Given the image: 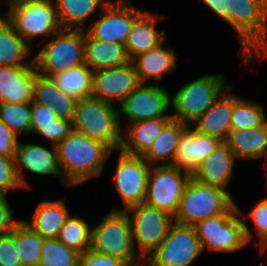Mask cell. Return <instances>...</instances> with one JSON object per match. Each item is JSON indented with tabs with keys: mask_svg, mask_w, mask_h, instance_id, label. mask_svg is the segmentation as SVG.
Masks as SVG:
<instances>
[{
	"mask_svg": "<svg viewBox=\"0 0 267 266\" xmlns=\"http://www.w3.org/2000/svg\"><path fill=\"white\" fill-rule=\"evenodd\" d=\"M203 4L208 6L222 20L228 17L229 0H204Z\"/></svg>",
	"mask_w": 267,
	"mask_h": 266,
	"instance_id": "obj_46",
	"label": "cell"
},
{
	"mask_svg": "<svg viewBox=\"0 0 267 266\" xmlns=\"http://www.w3.org/2000/svg\"><path fill=\"white\" fill-rule=\"evenodd\" d=\"M119 107L90 96L79 99L72 122L73 129L119 152L123 131Z\"/></svg>",
	"mask_w": 267,
	"mask_h": 266,
	"instance_id": "obj_3",
	"label": "cell"
},
{
	"mask_svg": "<svg viewBox=\"0 0 267 266\" xmlns=\"http://www.w3.org/2000/svg\"><path fill=\"white\" fill-rule=\"evenodd\" d=\"M35 66H0V103L33 101Z\"/></svg>",
	"mask_w": 267,
	"mask_h": 266,
	"instance_id": "obj_20",
	"label": "cell"
},
{
	"mask_svg": "<svg viewBox=\"0 0 267 266\" xmlns=\"http://www.w3.org/2000/svg\"><path fill=\"white\" fill-rule=\"evenodd\" d=\"M109 0H56L55 6L62 29H83L84 23Z\"/></svg>",
	"mask_w": 267,
	"mask_h": 266,
	"instance_id": "obj_31",
	"label": "cell"
},
{
	"mask_svg": "<svg viewBox=\"0 0 267 266\" xmlns=\"http://www.w3.org/2000/svg\"><path fill=\"white\" fill-rule=\"evenodd\" d=\"M58 89L77 100L92 95L93 71L82 64L50 77Z\"/></svg>",
	"mask_w": 267,
	"mask_h": 266,
	"instance_id": "obj_32",
	"label": "cell"
},
{
	"mask_svg": "<svg viewBox=\"0 0 267 266\" xmlns=\"http://www.w3.org/2000/svg\"><path fill=\"white\" fill-rule=\"evenodd\" d=\"M235 156L225 142L215 150L191 173V178L199 183L227 190L233 175Z\"/></svg>",
	"mask_w": 267,
	"mask_h": 266,
	"instance_id": "obj_19",
	"label": "cell"
},
{
	"mask_svg": "<svg viewBox=\"0 0 267 266\" xmlns=\"http://www.w3.org/2000/svg\"><path fill=\"white\" fill-rule=\"evenodd\" d=\"M57 98V86L50 77L37 74L34 83L33 102L48 105Z\"/></svg>",
	"mask_w": 267,
	"mask_h": 266,
	"instance_id": "obj_40",
	"label": "cell"
},
{
	"mask_svg": "<svg viewBox=\"0 0 267 266\" xmlns=\"http://www.w3.org/2000/svg\"><path fill=\"white\" fill-rule=\"evenodd\" d=\"M172 119V117H161L129 123L122 134L126 135L127 139L122 138L119 150L129 155L142 156Z\"/></svg>",
	"mask_w": 267,
	"mask_h": 266,
	"instance_id": "obj_24",
	"label": "cell"
},
{
	"mask_svg": "<svg viewBox=\"0 0 267 266\" xmlns=\"http://www.w3.org/2000/svg\"><path fill=\"white\" fill-rule=\"evenodd\" d=\"M0 1H1V0H0ZM0 3H1V2H0ZM6 19H7L6 14H5V17H1V16H0V25H1L3 22H5Z\"/></svg>",
	"mask_w": 267,
	"mask_h": 266,
	"instance_id": "obj_47",
	"label": "cell"
},
{
	"mask_svg": "<svg viewBox=\"0 0 267 266\" xmlns=\"http://www.w3.org/2000/svg\"><path fill=\"white\" fill-rule=\"evenodd\" d=\"M132 62L119 67L93 71L92 95L103 102L120 104L140 85Z\"/></svg>",
	"mask_w": 267,
	"mask_h": 266,
	"instance_id": "obj_16",
	"label": "cell"
},
{
	"mask_svg": "<svg viewBox=\"0 0 267 266\" xmlns=\"http://www.w3.org/2000/svg\"><path fill=\"white\" fill-rule=\"evenodd\" d=\"M7 21L24 40L36 37L51 38L62 27L60 25L54 0H6Z\"/></svg>",
	"mask_w": 267,
	"mask_h": 266,
	"instance_id": "obj_6",
	"label": "cell"
},
{
	"mask_svg": "<svg viewBox=\"0 0 267 266\" xmlns=\"http://www.w3.org/2000/svg\"><path fill=\"white\" fill-rule=\"evenodd\" d=\"M33 56L38 74L51 77L84 64V30L61 29Z\"/></svg>",
	"mask_w": 267,
	"mask_h": 266,
	"instance_id": "obj_8",
	"label": "cell"
},
{
	"mask_svg": "<svg viewBox=\"0 0 267 266\" xmlns=\"http://www.w3.org/2000/svg\"><path fill=\"white\" fill-rule=\"evenodd\" d=\"M158 14L144 11L133 23L125 43L130 60L158 47L166 40V31L156 28Z\"/></svg>",
	"mask_w": 267,
	"mask_h": 266,
	"instance_id": "obj_22",
	"label": "cell"
},
{
	"mask_svg": "<svg viewBox=\"0 0 267 266\" xmlns=\"http://www.w3.org/2000/svg\"><path fill=\"white\" fill-rule=\"evenodd\" d=\"M18 136L0 120V155L15 158Z\"/></svg>",
	"mask_w": 267,
	"mask_h": 266,
	"instance_id": "obj_44",
	"label": "cell"
},
{
	"mask_svg": "<svg viewBox=\"0 0 267 266\" xmlns=\"http://www.w3.org/2000/svg\"><path fill=\"white\" fill-rule=\"evenodd\" d=\"M190 178L189 172L171 165L151 166L144 204L175 217Z\"/></svg>",
	"mask_w": 267,
	"mask_h": 266,
	"instance_id": "obj_10",
	"label": "cell"
},
{
	"mask_svg": "<svg viewBox=\"0 0 267 266\" xmlns=\"http://www.w3.org/2000/svg\"><path fill=\"white\" fill-rule=\"evenodd\" d=\"M0 266H21L17 249V225L0 236Z\"/></svg>",
	"mask_w": 267,
	"mask_h": 266,
	"instance_id": "obj_38",
	"label": "cell"
},
{
	"mask_svg": "<svg viewBox=\"0 0 267 266\" xmlns=\"http://www.w3.org/2000/svg\"><path fill=\"white\" fill-rule=\"evenodd\" d=\"M22 188L18 182L15 160L0 155V194L7 195L8 190Z\"/></svg>",
	"mask_w": 267,
	"mask_h": 266,
	"instance_id": "obj_41",
	"label": "cell"
},
{
	"mask_svg": "<svg viewBox=\"0 0 267 266\" xmlns=\"http://www.w3.org/2000/svg\"><path fill=\"white\" fill-rule=\"evenodd\" d=\"M77 102V99L64 94L60 89L57 88V98L53 103L48 104V106L56 112L58 118L73 122Z\"/></svg>",
	"mask_w": 267,
	"mask_h": 266,
	"instance_id": "obj_42",
	"label": "cell"
},
{
	"mask_svg": "<svg viewBox=\"0 0 267 266\" xmlns=\"http://www.w3.org/2000/svg\"><path fill=\"white\" fill-rule=\"evenodd\" d=\"M0 120L15 134L31 133V102L0 103Z\"/></svg>",
	"mask_w": 267,
	"mask_h": 266,
	"instance_id": "obj_37",
	"label": "cell"
},
{
	"mask_svg": "<svg viewBox=\"0 0 267 266\" xmlns=\"http://www.w3.org/2000/svg\"><path fill=\"white\" fill-rule=\"evenodd\" d=\"M234 204L227 190L190 178L184 188L174 222L195 226L207 218L226 213Z\"/></svg>",
	"mask_w": 267,
	"mask_h": 266,
	"instance_id": "obj_7",
	"label": "cell"
},
{
	"mask_svg": "<svg viewBox=\"0 0 267 266\" xmlns=\"http://www.w3.org/2000/svg\"><path fill=\"white\" fill-rule=\"evenodd\" d=\"M57 239L68 248L83 254L90 249L91 228H89L88 223L82 217L70 215Z\"/></svg>",
	"mask_w": 267,
	"mask_h": 266,
	"instance_id": "obj_35",
	"label": "cell"
},
{
	"mask_svg": "<svg viewBox=\"0 0 267 266\" xmlns=\"http://www.w3.org/2000/svg\"><path fill=\"white\" fill-rule=\"evenodd\" d=\"M130 62L124 44L93 39L84 30V64L92 71L124 66Z\"/></svg>",
	"mask_w": 267,
	"mask_h": 266,
	"instance_id": "obj_23",
	"label": "cell"
},
{
	"mask_svg": "<svg viewBox=\"0 0 267 266\" xmlns=\"http://www.w3.org/2000/svg\"><path fill=\"white\" fill-rule=\"evenodd\" d=\"M81 253L68 248L57 238H43L39 266H79Z\"/></svg>",
	"mask_w": 267,
	"mask_h": 266,
	"instance_id": "obj_36",
	"label": "cell"
},
{
	"mask_svg": "<svg viewBox=\"0 0 267 266\" xmlns=\"http://www.w3.org/2000/svg\"><path fill=\"white\" fill-rule=\"evenodd\" d=\"M119 151V161L113 177L116 190L125 207L113 208L111 211H126L132 206L144 204L151 167L142 156L129 155Z\"/></svg>",
	"mask_w": 267,
	"mask_h": 266,
	"instance_id": "obj_14",
	"label": "cell"
},
{
	"mask_svg": "<svg viewBox=\"0 0 267 266\" xmlns=\"http://www.w3.org/2000/svg\"><path fill=\"white\" fill-rule=\"evenodd\" d=\"M144 12L132 5V0H109L102 8L97 20L86 25L87 33L107 43H126L134 21Z\"/></svg>",
	"mask_w": 267,
	"mask_h": 266,
	"instance_id": "obj_13",
	"label": "cell"
},
{
	"mask_svg": "<svg viewBox=\"0 0 267 266\" xmlns=\"http://www.w3.org/2000/svg\"><path fill=\"white\" fill-rule=\"evenodd\" d=\"M171 106L170 93L159 84H140L132 90L128 96L119 104V114H123L129 123L137 121L172 117L167 114Z\"/></svg>",
	"mask_w": 267,
	"mask_h": 266,
	"instance_id": "obj_15",
	"label": "cell"
},
{
	"mask_svg": "<svg viewBox=\"0 0 267 266\" xmlns=\"http://www.w3.org/2000/svg\"><path fill=\"white\" fill-rule=\"evenodd\" d=\"M20 221L13 218L6 195L0 194V236L10 233Z\"/></svg>",
	"mask_w": 267,
	"mask_h": 266,
	"instance_id": "obj_45",
	"label": "cell"
},
{
	"mask_svg": "<svg viewBox=\"0 0 267 266\" xmlns=\"http://www.w3.org/2000/svg\"><path fill=\"white\" fill-rule=\"evenodd\" d=\"M70 213L64 199L43 200L37 205L31 222H25L43 238H57Z\"/></svg>",
	"mask_w": 267,
	"mask_h": 266,
	"instance_id": "obj_26",
	"label": "cell"
},
{
	"mask_svg": "<svg viewBox=\"0 0 267 266\" xmlns=\"http://www.w3.org/2000/svg\"><path fill=\"white\" fill-rule=\"evenodd\" d=\"M225 23L235 29L247 61L267 59V0H229Z\"/></svg>",
	"mask_w": 267,
	"mask_h": 266,
	"instance_id": "obj_2",
	"label": "cell"
},
{
	"mask_svg": "<svg viewBox=\"0 0 267 266\" xmlns=\"http://www.w3.org/2000/svg\"><path fill=\"white\" fill-rule=\"evenodd\" d=\"M73 130L72 121L60 119L48 105L31 102V133L42 135L56 146Z\"/></svg>",
	"mask_w": 267,
	"mask_h": 266,
	"instance_id": "obj_28",
	"label": "cell"
},
{
	"mask_svg": "<svg viewBox=\"0 0 267 266\" xmlns=\"http://www.w3.org/2000/svg\"><path fill=\"white\" fill-rule=\"evenodd\" d=\"M56 150L63 181L71 186L100 176L112 152L104 143L74 129Z\"/></svg>",
	"mask_w": 267,
	"mask_h": 266,
	"instance_id": "obj_1",
	"label": "cell"
},
{
	"mask_svg": "<svg viewBox=\"0 0 267 266\" xmlns=\"http://www.w3.org/2000/svg\"><path fill=\"white\" fill-rule=\"evenodd\" d=\"M232 87L229 85L211 107L190 126L201 134L210 135L225 142L231 131Z\"/></svg>",
	"mask_w": 267,
	"mask_h": 266,
	"instance_id": "obj_21",
	"label": "cell"
},
{
	"mask_svg": "<svg viewBox=\"0 0 267 266\" xmlns=\"http://www.w3.org/2000/svg\"><path fill=\"white\" fill-rule=\"evenodd\" d=\"M267 122L262 105L232 93L231 130L254 129Z\"/></svg>",
	"mask_w": 267,
	"mask_h": 266,
	"instance_id": "obj_33",
	"label": "cell"
},
{
	"mask_svg": "<svg viewBox=\"0 0 267 266\" xmlns=\"http://www.w3.org/2000/svg\"><path fill=\"white\" fill-rule=\"evenodd\" d=\"M225 143L235 158H266L267 165V122L254 129L231 130ZM265 156V157H264Z\"/></svg>",
	"mask_w": 267,
	"mask_h": 266,
	"instance_id": "obj_27",
	"label": "cell"
},
{
	"mask_svg": "<svg viewBox=\"0 0 267 266\" xmlns=\"http://www.w3.org/2000/svg\"><path fill=\"white\" fill-rule=\"evenodd\" d=\"M203 253L194 226L174 222L144 266H189Z\"/></svg>",
	"mask_w": 267,
	"mask_h": 266,
	"instance_id": "obj_11",
	"label": "cell"
},
{
	"mask_svg": "<svg viewBox=\"0 0 267 266\" xmlns=\"http://www.w3.org/2000/svg\"><path fill=\"white\" fill-rule=\"evenodd\" d=\"M228 86L221 73H207L188 82L171 98L172 118L190 126Z\"/></svg>",
	"mask_w": 267,
	"mask_h": 266,
	"instance_id": "obj_9",
	"label": "cell"
},
{
	"mask_svg": "<svg viewBox=\"0 0 267 266\" xmlns=\"http://www.w3.org/2000/svg\"><path fill=\"white\" fill-rule=\"evenodd\" d=\"M126 213L129 214L135 250H139L141 260L145 261L166 238L174 217L146 204L132 206Z\"/></svg>",
	"mask_w": 267,
	"mask_h": 266,
	"instance_id": "obj_12",
	"label": "cell"
},
{
	"mask_svg": "<svg viewBox=\"0 0 267 266\" xmlns=\"http://www.w3.org/2000/svg\"><path fill=\"white\" fill-rule=\"evenodd\" d=\"M188 125L172 119L163 129L162 133L156 138L153 144L142 155V158L150 165H171L178 147L182 132ZM164 162V163H163Z\"/></svg>",
	"mask_w": 267,
	"mask_h": 266,
	"instance_id": "obj_29",
	"label": "cell"
},
{
	"mask_svg": "<svg viewBox=\"0 0 267 266\" xmlns=\"http://www.w3.org/2000/svg\"><path fill=\"white\" fill-rule=\"evenodd\" d=\"M177 57L174 49L164 48L163 43L148 52L138 55L131 62L141 84L147 80L160 81L166 73L173 72Z\"/></svg>",
	"mask_w": 267,
	"mask_h": 266,
	"instance_id": "obj_25",
	"label": "cell"
},
{
	"mask_svg": "<svg viewBox=\"0 0 267 266\" xmlns=\"http://www.w3.org/2000/svg\"><path fill=\"white\" fill-rule=\"evenodd\" d=\"M221 142L216 137L201 134L188 126L180 136L171 166L191 174Z\"/></svg>",
	"mask_w": 267,
	"mask_h": 266,
	"instance_id": "obj_18",
	"label": "cell"
},
{
	"mask_svg": "<svg viewBox=\"0 0 267 266\" xmlns=\"http://www.w3.org/2000/svg\"><path fill=\"white\" fill-rule=\"evenodd\" d=\"M79 266H128L124 261L103 255L92 250L85 251L80 256Z\"/></svg>",
	"mask_w": 267,
	"mask_h": 266,
	"instance_id": "obj_43",
	"label": "cell"
},
{
	"mask_svg": "<svg viewBox=\"0 0 267 266\" xmlns=\"http://www.w3.org/2000/svg\"><path fill=\"white\" fill-rule=\"evenodd\" d=\"M51 149L49 150V148L40 144H23L19 141L14 160L18 182L22 189L30 188L23 175V169H27L36 175H55L59 177L63 186L67 185L63 181L59 167L56 146L51 145Z\"/></svg>",
	"mask_w": 267,
	"mask_h": 266,
	"instance_id": "obj_17",
	"label": "cell"
},
{
	"mask_svg": "<svg viewBox=\"0 0 267 266\" xmlns=\"http://www.w3.org/2000/svg\"><path fill=\"white\" fill-rule=\"evenodd\" d=\"M43 237L24 221L17 224V249L21 266H39Z\"/></svg>",
	"mask_w": 267,
	"mask_h": 266,
	"instance_id": "obj_34",
	"label": "cell"
},
{
	"mask_svg": "<svg viewBox=\"0 0 267 266\" xmlns=\"http://www.w3.org/2000/svg\"><path fill=\"white\" fill-rule=\"evenodd\" d=\"M254 223V229L258 234L261 252L267 249V198L258 201L248 215Z\"/></svg>",
	"mask_w": 267,
	"mask_h": 266,
	"instance_id": "obj_39",
	"label": "cell"
},
{
	"mask_svg": "<svg viewBox=\"0 0 267 266\" xmlns=\"http://www.w3.org/2000/svg\"><path fill=\"white\" fill-rule=\"evenodd\" d=\"M30 45L24 41L6 20L0 25V66H35Z\"/></svg>",
	"mask_w": 267,
	"mask_h": 266,
	"instance_id": "obj_30",
	"label": "cell"
},
{
	"mask_svg": "<svg viewBox=\"0 0 267 266\" xmlns=\"http://www.w3.org/2000/svg\"><path fill=\"white\" fill-rule=\"evenodd\" d=\"M90 250L117 258L128 266H144L133 244L131 223L126 211H110L94 226Z\"/></svg>",
	"mask_w": 267,
	"mask_h": 266,
	"instance_id": "obj_5",
	"label": "cell"
},
{
	"mask_svg": "<svg viewBox=\"0 0 267 266\" xmlns=\"http://www.w3.org/2000/svg\"><path fill=\"white\" fill-rule=\"evenodd\" d=\"M243 215L235 203L226 213L207 218L197 223V237L202 251L236 252L250 243L252 231L239 217ZM239 216V217H238Z\"/></svg>",
	"mask_w": 267,
	"mask_h": 266,
	"instance_id": "obj_4",
	"label": "cell"
}]
</instances>
